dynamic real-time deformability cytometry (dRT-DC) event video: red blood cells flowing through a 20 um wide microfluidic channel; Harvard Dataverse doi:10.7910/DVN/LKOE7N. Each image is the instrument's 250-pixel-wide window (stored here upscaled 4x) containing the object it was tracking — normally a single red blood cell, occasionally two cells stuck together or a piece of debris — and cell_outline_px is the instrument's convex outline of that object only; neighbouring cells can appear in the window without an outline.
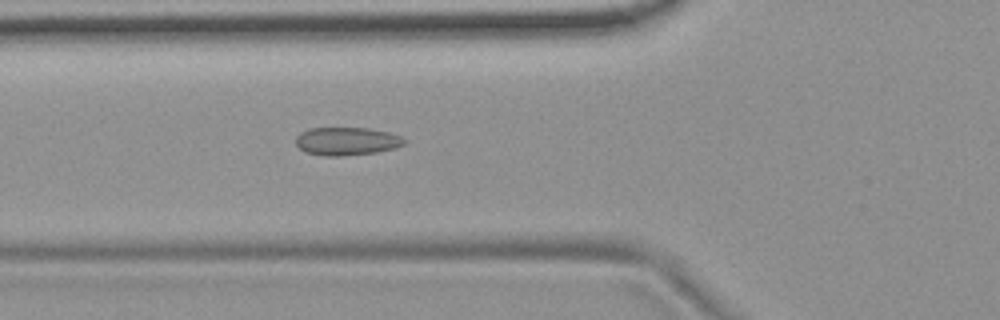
{"species": "common noctule bat (a hibernating species)", "species_latin": "Nyctalus noctula", "temperature_condition": "room temperature", "stored_images_in_passage": 56, "camera_frame_rate_fps": 3000, "um_per_image_px": 0.085, "animal": {"sex": "female", "body_mass_g": 19.9}, "frame": {"image": 1, "passage_image": 20, "time_ms": 6.333, "image_size_px": [1000, 320], "cell_outline_px": [[408, 140], [404, 144], [396, 148], [376, 152], [340, 156], [324, 156], [304, 152], [296, 144], [296, 136], [300, 132], [308, 128], [368, 128], [388, 132], [400, 136]], "centroid_in_image_um": [29.46, 12.0], "position_along_channel_um": 96.3, "area_um2": 17.86}}
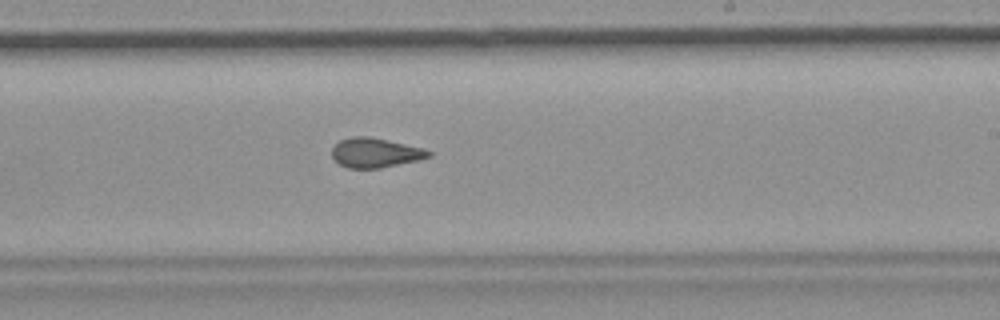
{"frame": {"image": 2, "passage_image": 33, "time_ms": 10.667, "image_size_px": [1000, 320], "cell_outline_px": [[432, 156], [420, 160], [380, 168], [348, 168], [340, 164], [332, 156], [332, 148], [340, 140], [352, 136], [368, 136], [424, 148], [432, 152]], "centroid_in_image_um": [31.92, 12.98], "position_along_channel_um": 257.1, "area_um2": 16.65}}
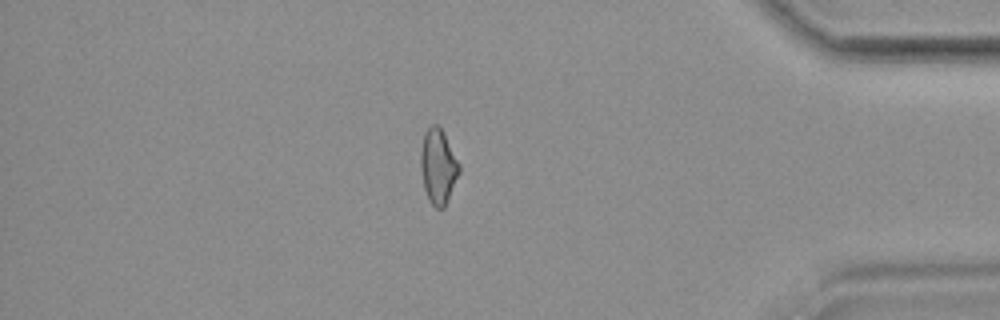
{"frame": {"image": 3, "passage_image": 47, "time_ms": 15.333, "image_size_px": [1000, 320], "cell_outline_px": [[460, 172], [444, 208], [436, 208], [428, 200], [424, 188], [420, 168], [420, 152], [424, 132], [428, 124], [436, 124], [444, 132], [460, 164]], "centroid_in_image_um": [37.23, 14.11], "position_along_channel_um": 398.0, "area_um2": 17.05}, "authors_computed_cell_mechanics": {"area_um2": 17.4556, "velocity_mm_per_s": 3.7179, "shape_relaxation_time_tau1_ms": null, "shape_relaxation_time_tau2_ms": 1.8372, "deformation_change_tau1": null, "deformation_change_tau2": 0.0612}}